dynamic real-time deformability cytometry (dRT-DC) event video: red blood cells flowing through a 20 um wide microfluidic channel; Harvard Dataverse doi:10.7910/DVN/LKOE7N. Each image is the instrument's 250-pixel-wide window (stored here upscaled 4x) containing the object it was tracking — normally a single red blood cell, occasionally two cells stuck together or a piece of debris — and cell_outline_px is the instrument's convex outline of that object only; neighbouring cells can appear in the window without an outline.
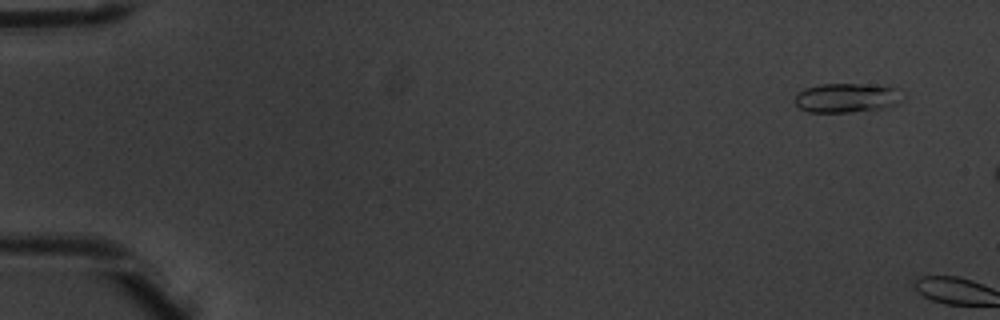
{"species": "common noctule bat (a hibernating species)", "species_latin": "Nyctalus noctula", "temperature_condition": "warm", "stored_images_in_passage": 2, "camera_frame_rate_fps": 3000, "um_per_image_px": 0.085, "animal": {"sex": "male", "body_mass_g": 20.1, "forearm_length_mm": 53.5}, "frame": {"image": 1, "passage_image": 1, "time_ms": 0.0, "image_size_px": [1000, 320], "cell_outline_px": [[900, 104], [880, 108], [848, 112], [808, 112], [800, 108], [796, 104], [796, 92], [804, 88], [820, 84], [860, 84], [900, 88]], "centroid_in_image_um": [71.94, 8.31], "position_along_channel_um": 13.1, "area_um2": 18.26}}